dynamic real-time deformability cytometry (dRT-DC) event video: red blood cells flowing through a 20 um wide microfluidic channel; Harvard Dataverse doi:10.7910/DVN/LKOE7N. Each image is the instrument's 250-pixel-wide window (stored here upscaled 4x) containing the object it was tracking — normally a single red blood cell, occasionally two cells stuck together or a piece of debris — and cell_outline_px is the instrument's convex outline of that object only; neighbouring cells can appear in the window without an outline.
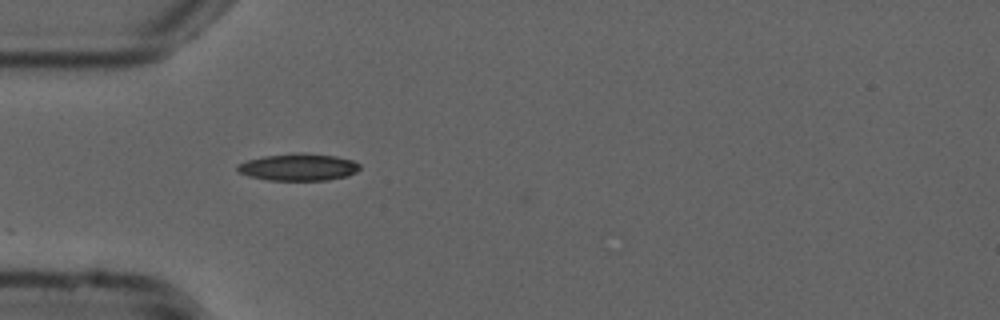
{"species": "common noctule bat (a hibernating species)", "species_latin": "Nyctalus noctula", "temperature_condition": "cold", "stored_images_in_passage": 39, "camera_frame_rate_fps": 3000, "um_per_image_px": 0.085, "animal": {"sex": "male", "forearm_length_mm": 52.5}, "frame": {"image": 1, "passage_image": 1, "time_ms": 0.0, "image_size_px": [1000, 320], "cell_outline_px": [[360, 168], [356, 172], [348, 176], [328, 180], [268, 180], [248, 176], [240, 172], [236, 168], [236, 164], [248, 160], [264, 156], [296, 152], [336, 156], [352, 160], [360, 164]], "centroid_in_image_um": [25.37, 14.2], "position_along_channel_um": 59.6, "area_um2": 19.36}}
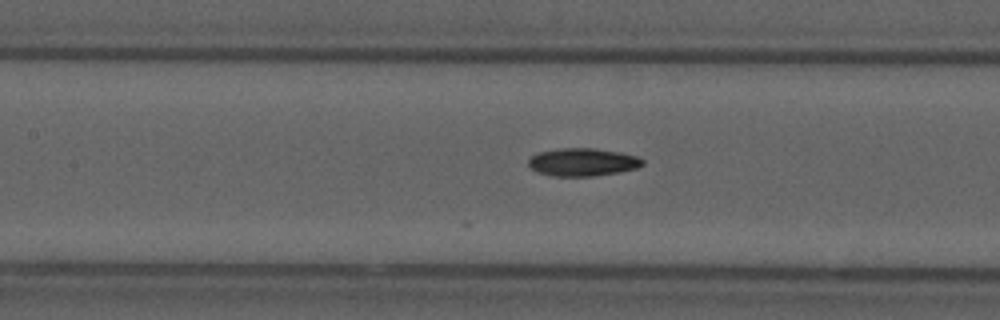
{"frame": {"image": 2, "passage_image": 9, "time_ms": 2.667, "image_size_px": [1000, 320], "cell_outline_px": [[644, 164], [636, 168], [620, 172], [596, 176], [552, 176], [536, 172], [528, 164], [528, 160], [532, 156], [540, 152], [560, 148], [596, 148], [620, 152], [636, 156], [644, 160]], "centroid_in_image_um": [49.54, 13.78], "position_along_channel_um": 157.9, "area_um2": 18.61}}
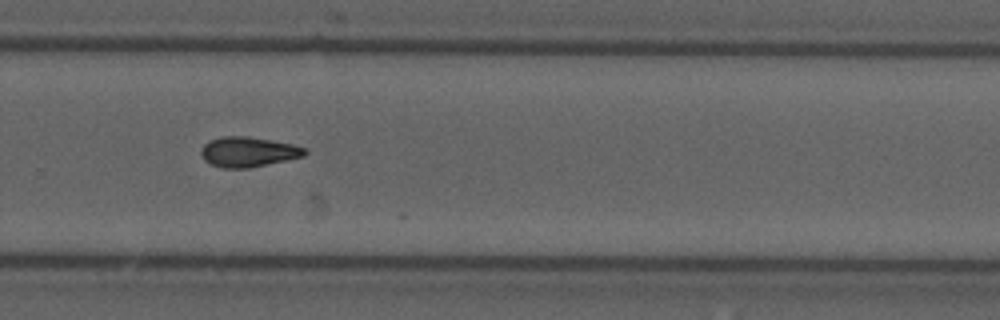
{"frame": {"image": 3, "passage_image": 21, "time_ms": 6.667, "image_size_px": [1000, 320], "cell_outline_px": [[308, 152], [304, 156], [288, 160], [248, 168], [220, 168], [204, 160], [200, 152], [204, 144], [208, 140], [220, 136], [248, 136], [292, 144], [304, 148]], "centroid_in_image_um": [21.07, 12.91], "position_along_channel_um": 308.7, "area_um2": 18.21}}